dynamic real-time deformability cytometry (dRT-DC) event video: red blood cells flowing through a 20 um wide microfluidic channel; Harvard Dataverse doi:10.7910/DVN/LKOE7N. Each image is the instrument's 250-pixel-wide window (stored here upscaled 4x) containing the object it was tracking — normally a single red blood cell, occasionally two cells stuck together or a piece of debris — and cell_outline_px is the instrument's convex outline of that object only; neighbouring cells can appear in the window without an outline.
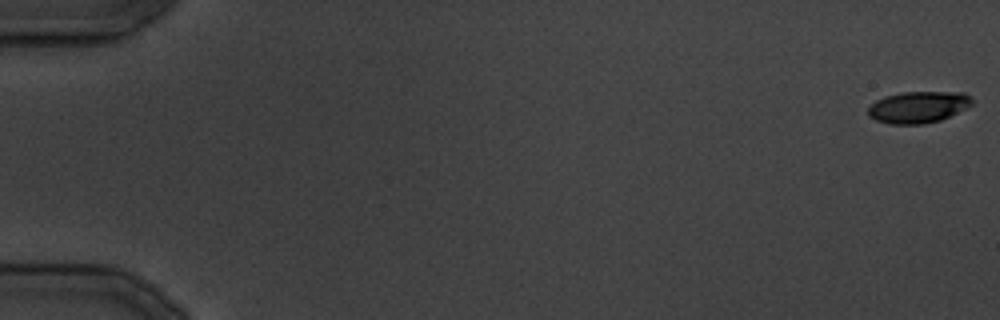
{"species": "common noctule bat (a hibernating species)", "species_latin": "Nyctalus noctula", "temperature_condition": "cold", "stored_images_in_passage": 6, "camera_frame_rate_fps": 3000, "um_per_image_px": 0.085, "animal": {"sex": "male", "body_mass_g": 19.5, "forearm_length_mm": 54.6}, "frame": {"image": 1, "passage_image": 1, "time_ms": 0.0, "image_size_px": [1000, 320], "cell_outline_px": [[976, 100], [972, 104], [940, 120], [924, 124], [888, 124], [876, 120], [868, 116], [868, 108], [876, 100], [884, 96], [900, 92], [964, 92], [972, 96]], "centroid_in_image_um": [78.05, 9.09], "position_along_channel_um": 7.0, "area_um2": 19.25}}